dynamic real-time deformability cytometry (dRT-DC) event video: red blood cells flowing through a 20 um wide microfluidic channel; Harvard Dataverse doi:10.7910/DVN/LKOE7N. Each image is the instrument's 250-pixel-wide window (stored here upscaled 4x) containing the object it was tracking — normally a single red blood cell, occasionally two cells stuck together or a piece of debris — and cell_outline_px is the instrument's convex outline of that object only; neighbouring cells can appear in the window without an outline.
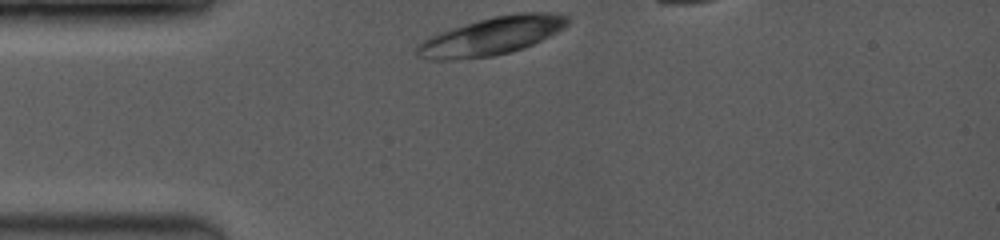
{"species": "common noctule bat (a hibernating species)", "species_latin": "Nyctalus noctula", "temperature_condition": "room temperature", "stored_images_in_passage": 2, "camera_frame_rate_fps": 3500, "um_per_image_px": 0.085, "animal": {"sex": "female", "body_mass_g": 19.0, "forearm_length_mm": 53.3}, "frame": {"image": 1, "passage_image": 1, "time_ms": 0.0, "image_size_px": [1000, 240], "cell_outline_px": [[572, 20], [564, 28], [532, 44], [508, 52], [492, 56], [444, 60], [432, 60], [416, 56], [416, 44], [428, 36], [436, 32], [480, 20], [496, 16], [516, 12], [552, 12], [568, 16]], "centroid_in_image_um": [41.75, 3.05], "position_along_channel_um": 43.3, "area_um2": 33.23}}